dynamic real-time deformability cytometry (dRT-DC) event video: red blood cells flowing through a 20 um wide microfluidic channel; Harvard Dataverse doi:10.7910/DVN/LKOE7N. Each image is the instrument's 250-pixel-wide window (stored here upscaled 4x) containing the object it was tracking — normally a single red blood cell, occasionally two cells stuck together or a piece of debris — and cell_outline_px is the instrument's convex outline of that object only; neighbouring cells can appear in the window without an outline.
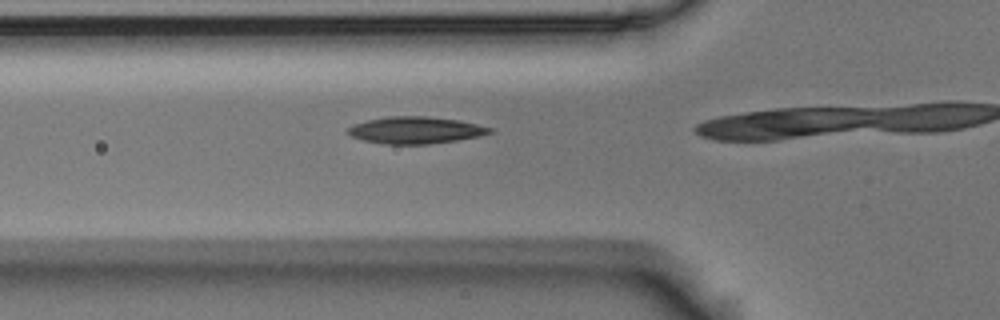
{"species": "Egyptian fruit bat (a non-hibernating species)", "species_latin": "Rousettus aegyptiacus", "temperature_condition": "room temperature", "stored_images_in_passage": 18, "camera_frame_rate_fps": 3000, "um_per_image_px": 0.085, "animal": {"sex": "male"}, "frame": {"image": 1, "passage_image": 11, "time_ms": 3.333, "image_size_px": [1000, 320], "cell_outline_px": [[496, 132], [480, 136], [456, 140], [428, 144], [384, 144], [364, 140], [352, 136], [348, 132], [348, 128], [352, 124], [368, 120], [388, 116], [428, 116], [460, 120], [492, 128]], "centroid_in_image_um": [35.35, 11.06], "position_along_channel_um": 90.4, "area_um2": 22.25}}
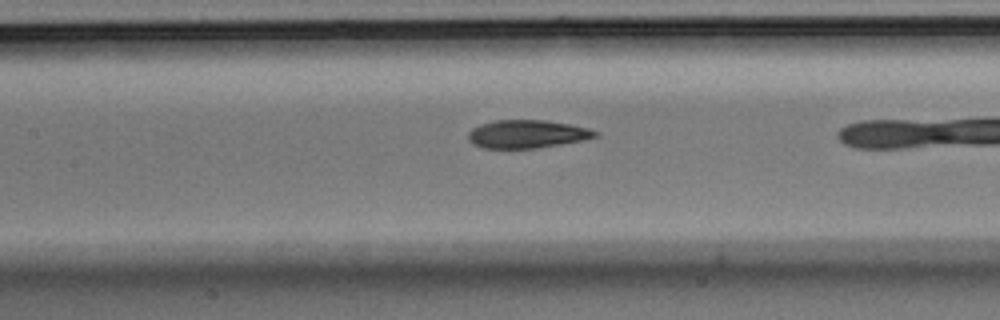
{"frame": {"image": 2, "passage_image": 17, "time_ms": 5.333, "image_size_px": [1000, 320], "cell_outline_px": [[600, 136], [560, 144], [536, 148], [484, 148], [472, 144], [468, 140], [468, 132], [472, 128], [480, 124], [496, 120], [544, 120], [568, 124], [588, 128], [600, 132]], "centroid_in_image_um": [44.78, 11.39], "position_along_channel_um": 162.6, "area_um2": 20.75}}